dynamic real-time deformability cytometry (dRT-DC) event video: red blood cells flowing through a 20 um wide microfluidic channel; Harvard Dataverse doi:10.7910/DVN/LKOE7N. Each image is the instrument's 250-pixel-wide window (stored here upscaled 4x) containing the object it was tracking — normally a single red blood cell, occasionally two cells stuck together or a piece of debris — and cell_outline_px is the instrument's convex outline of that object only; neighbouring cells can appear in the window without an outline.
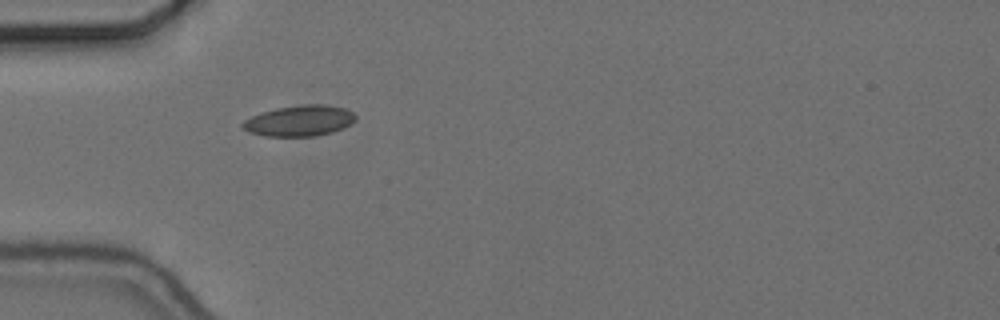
{"species": "common noctule bat (a hibernating species)", "species_latin": "Nyctalus noctula", "temperature_condition": "cold", "stored_images_in_passage": 40, "camera_frame_rate_fps": 3000, "um_per_image_px": 0.085, "animal": {"sex": "female", "body_mass_g": 24.6, "forearm_length_mm": 56.2}, "frame": {"image": 1, "passage_image": 1, "time_ms": 0.0, "image_size_px": [1000, 320], "cell_outline_px": [[356, 120], [344, 128], [332, 132], [316, 136], [264, 136], [248, 132], [240, 128], [240, 124], [244, 120], [260, 112], [276, 108], [304, 104], [324, 104], [344, 108], [352, 112], [356, 116]], "centroid_in_image_um": [25.42, 10.27], "position_along_channel_um": 59.6, "area_um2": 20.52}}
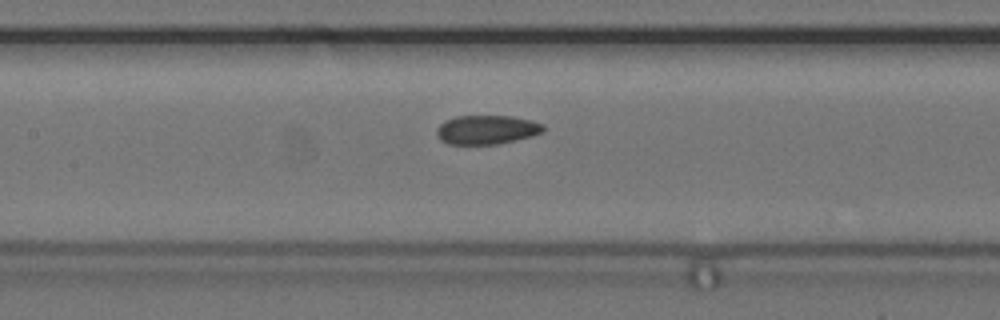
{"frame": {"image": 2, "passage_image": 10, "time_ms": 3.0, "image_size_px": [1000, 320], "cell_outline_px": [[544, 132], [532, 136], [516, 140], [496, 144], [448, 144], [440, 140], [436, 132], [436, 128], [444, 120], [456, 116], [512, 116], [532, 120], [544, 124]], "centroid_in_image_um": [41.37, 11.02], "position_along_channel_um": 166.0, "area_um2": 18.21}}
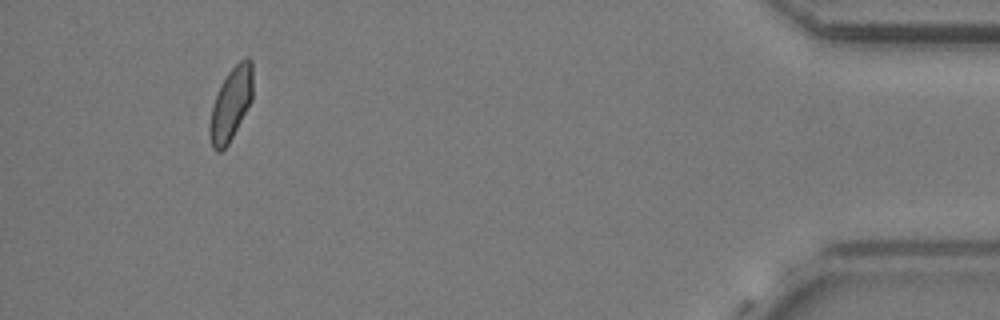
{"frame": {"image": 3, "passage_image": 36, "time_ms": 11.667, "image_size_px": [1000, 320], "cell_outline_px": [[252, 100], [228, 144], [220, 152], [216, 152], [212, 148], [208, 132], [208, 128], [212, 104], [220, 84], [228, 72], [240, 60], [248, 56], [252, 60]], "centroid_in_image_um": [19.6, 8.84], "position_along_channel_um": 415.6, "area_um2": 18.44}, "authors_computed_cell_mechanics": {"area_um2": 18.4671, "velocity_mm_per_s": 3.6557, "shape_relaxation_time_tau1_ms": null, "shape_relaxation_time_tau2_ms": 1.7985, "deformation_change_tau1": null, "deformation_change_tau2": 0.0625}}